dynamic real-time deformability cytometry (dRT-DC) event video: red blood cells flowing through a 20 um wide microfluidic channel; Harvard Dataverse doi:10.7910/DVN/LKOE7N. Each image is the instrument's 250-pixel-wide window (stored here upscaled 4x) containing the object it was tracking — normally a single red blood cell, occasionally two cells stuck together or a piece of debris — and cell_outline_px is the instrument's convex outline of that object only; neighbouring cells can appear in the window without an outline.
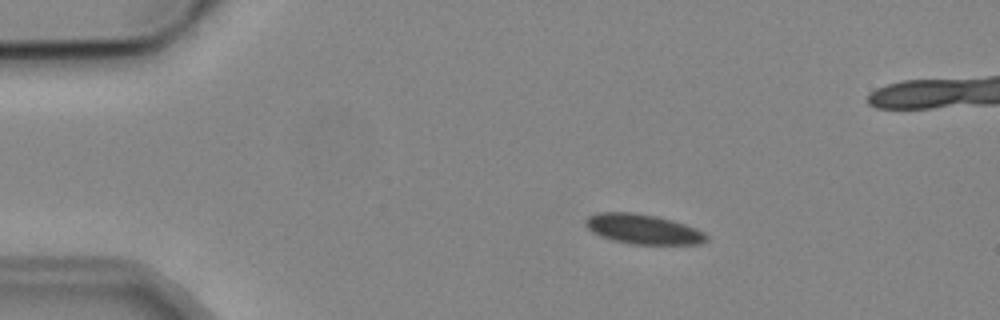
{"species": "common noctule bat (a hibernating species)", "species_latin": "Nyctalus noctula", "temperature_condition": "cold", "stored_images_in_passage": 3, "camera_frame_rate_fps": 3000, "um_per_image_px": 0.085, "animal": {"sex": "male", "body_mass_g": 19.2, "forearm_length_mm": 51.8}, "frame": {"image": 1, "passage_image": 1, "time_ms": 0.0, "image_size_px": [1000, 320], "cell_outline_px": [[708, 240], [700, 244], [632, 244], [600, 236], [592, 232], [584, 224], [584, 220], [588, 216], [596, 212], [632, 212], [656, 216], [672, 220], [696, 228], [704, 232], [708, 236]], "centroid_in_image_um": [54.65, 19.47], "position_along_channel_um": 30.4, "area_um2": 21.04}}